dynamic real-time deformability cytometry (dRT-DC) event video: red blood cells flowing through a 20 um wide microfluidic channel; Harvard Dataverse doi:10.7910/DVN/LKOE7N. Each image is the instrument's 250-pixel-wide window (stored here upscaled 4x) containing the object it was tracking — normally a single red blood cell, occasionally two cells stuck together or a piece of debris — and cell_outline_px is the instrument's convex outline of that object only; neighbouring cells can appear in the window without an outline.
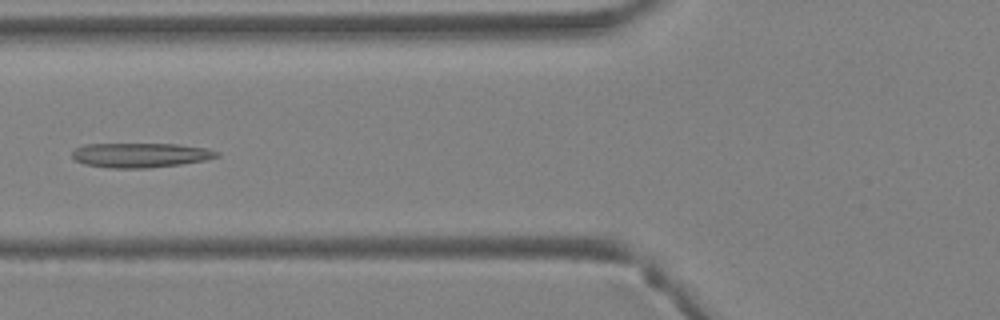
{"species": "Egyptian fruit bat (a non-hibernating species)", "species_latin": "Rousettus aegyptiacus", "temperature_condition": "warm", "stored_images_in_passage": 33, "camera_frame_rate_fps": 3000, "um_per_image_px": 0.085, "animal": {"sex": "female"}, "frame": {"image": 1, "passage_image": 8, "time_ms": 2.333, "image_size_px": [1000, 320], "cell_outline_px": [[220, 156], [204, 160], [180, 164], [148, 168], [108, 168], [84, 164], [76, 160], [72, 156], [72, 152], [76, 148], [84, 144], [176, 144], [208, 148], [220, 152]], "centroid_in_image_um": [11.95, 13.18], "position_along_channel_um": 113.9, "area_um2": 20.75}}
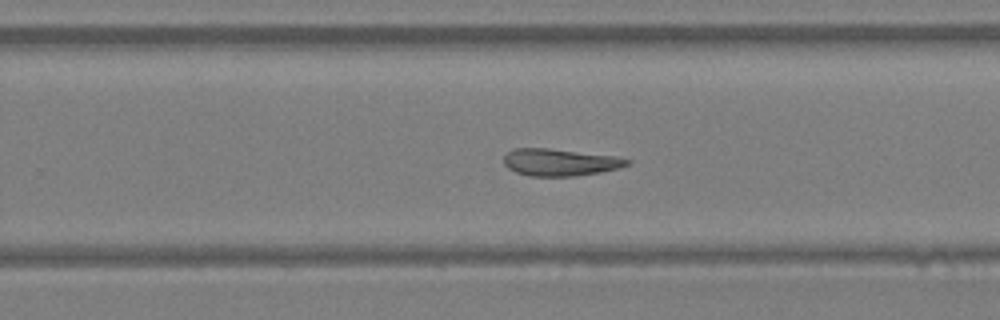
{"frame": {"image": 2, "passage_image": 18, "time_ms": 5.667, "image_size_px": [1000, 320], "cell_outline_px": [[632, 160], [628, 164], [620, 168], [600, 172], [572, 176], [528, 176], [516, 172], [508, 168], [504, 164], [504, 156], [512, 148], [548, 148], [616, 156]], "centroid_in_image_um": [47.58, 13.79], "position_along_channel_um": 282.2, "area_um2": 19.48}}
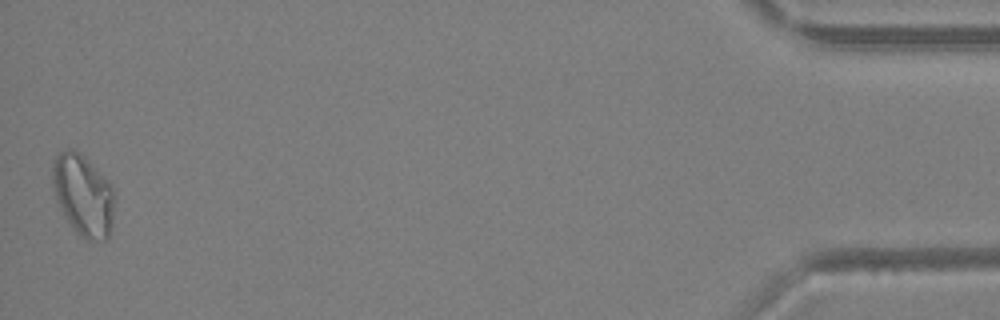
{"frame": {"image": 3, "passage_image": 32, "time_ms": 10.333, "image_size_px": [1000, 320], "cell_outline_px": [[112, 224], [108, 236], [104, 240], [88, 240], [80, 236], [72, 228], [56, 200], [52, 188], [52, 164], [56, 152], [68, 148], [72, 148], [80, 152], [112, 184]], "centroid_in_image_um": [7.02, 16.54], "position_along_channel_um": 428.2, "area_um2": 29.42}}